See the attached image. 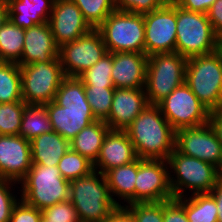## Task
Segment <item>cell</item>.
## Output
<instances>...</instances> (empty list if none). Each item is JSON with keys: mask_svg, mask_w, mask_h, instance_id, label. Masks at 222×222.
<instances>
[{"mask_svg": "<svg viewBox=\"0 0 222 222\" xmlns=\"http://www.w3.org/2000/svg\"><path fill=\"white\" fill-rule=\"evenodd\" d=\"M148 56L137 52L113 53L111 80L115 88H144Z\"/></svg>", "mask_w": 222, "mask_h": 222, "instance_id": "cell-20", "label": "cell"}, {"mask_svg": "<svg viewBox=\"0 0 222 222\" xmlns=\"http://www.w3.org/2000/svg\"><path fill=\"white\" fill-rule=\"evenodd\" d=\"M59 46L53 37L50 25L45 22L25 29V39L19 66L34 62H49L58 58Z\"/></svg>", "mask_w": 222, "mask_h": 222, "instance_id": "cell-21", "label": "cell"}, {"mask_svg": "<svg viewBox=\"0 0 222 222\" xmlns=\"http://www.w3.org/2000/svg\"><path fill=\"white\" fill-rule=\"evenodd\" d=\"M209 123L217 134L218 140L222 144V109L212 111L210 113Z\"/></svg>", "mask_w": 222, "mask_h": 222, "instance_id": "cell-44", "label": "cell"}, {"mask_svg": "<svg viewBox=\"0 0 222 222\" xmlns=\"http://www.w3.org/2000/svg\"><path fill=\"white\" fill-rule=\"evenodd\" d=\"M73 2L92 29H97L115 10L114 0H73Z\"/></svg>", "mask_w": 222, "mask_h": 222, "instance_id": "cell-32", "label": "cell"}, {"mask_svg": "<svg viewBox=\"0 0 222 222\" xmlns=\"http://www.w3.org/2000/svg\"><path fill=\"white\" fill-rule=\"evenodd\" d=\"M113 53L105 54L95 65L85 70L78 78L84 86L115 88L111 80Z\"/></svg>", "mask_w": 222, "mask_h": 222, "instance_id": "cell-30", "label": "cell"}, {"mask_svg": "<svg viewBox=\"0 0 222 222\" xmlns=\"http://www.w3.org/2000/svg\"><path fill=\"white\" fill-rule=\"evenodd\" d=\"M25 29L9 19L0 28V62L19 64L23 52Z\"/></svg>", "mask_w": 222, "mask_h": 222, "instance_id": "cell-26", "label": "cell"}, {"mask_svg": "<svg viewBox=\"0 0 222 222\" xmlns=\"http://www.w3.org/2000/svg\"><path fill=\"white\" fill-rule=\"evenodd\" d=\"M138 159L130 164L114 167L104 173L113 201L121 206L120 201L135 203V180L137 177ZM120 201H117V198Z\"/></svg>", "mask_w": 222, "mask_h": 222, "instance_id": "cell-23", "label": "cell"}, {"mask_svg": "<svg viewBox=\"0 0 222 222\" xmlns=\"http://www.w3.org/2000/svg\"><path fill=\"white\" fill-rule=\"evenodd\" d=\"M48 23L59 47L92 29L73 0H55Z\"/></svg>", "mask_w": 222, "mask_h": 222, "instance_id": "cell-16", "label": "cell"}, {"mask_svg": "<svg viewBox=\"0 0 222 222\" xmlns=\"http://www.w3.org/2000/svg\"><path fill=\"white\" fill-rule=\"evenodd\" d=\"M26 105L24 101L0 103V135H19Z\"/></svg>", "mask_w": 222, "mask_h": 222, "instance_id": "cell-34", "label": "cell"}, {"mask_svg": "<svg viewBox=\"0 0 222 222\" xmlns=\"http://www.w3.org/2000/svg\"><path fill=\"white\" fill-rule=\"evenodd\" d=\"M87 101L96 120L105 121L110 114L115 88L84 86Z\"/></svg>", "mask_w": 222, "mask_h": 222, "instance_id": "cell-33", "label": "cell"}, {"mask_svg": "<svg viewBox=\"0 0 222 222\" xmlns=\"http://www.w3.org/2000/svg\"><path fill=\"white\" fill-rule=\"evenodd\" d=\"M9 20L27 29L49 21L55 0H6Z\"/></svg>", "mask_w": 222, "mask_h": 222, "instance_id": "cell-22", "label": "cell"}, {"mask_svg": "<svg viewBox=\"0 0 222 222\" xmlns=\"http://www.w3.org/2000/svg\"><path fill=\"white\" fill-rule=\"evenodd\" d=\"M216 201L218 210V222H222V178L209 193Z\"/></svg>", "mask_w": 222, "mask_h": 222, "instance_id": "cell-45", "label": "cell"}, {"mask_svg": "<svg viewBox=\"0 0 222 222\" xmlns=\"http://www.w3.org/2000/svg\"><path fill=\"white\" fill-rule=\"evenodd\" d=\"M157 105L175 131L204 125L210 120L211 111L195 96L186 83L175 88Z\"/></svg>", "mask_w": 222, "mask_h": 222, "instance_id": "cell-11", "label": "cell"}, {"mask_svg": "<svg viewBox=\"0 0 222 222\" xmlns=\"http://www.w3.org/2000/svg\"><path fill=\"white\" fill-rule=\"evenodd\" d=\"M216 51L219 53L221 60H222V36L219 37V39H218Z\"/></svg>", "mask_w": 222, "mask_h": 222, "instance_id": "cell-47", "label": "cell"}, {"mask_svg": "<svg viewBox=\"0 0 222 222\" xmlns=\"http://www.w3.org/2000/svg\"><path fill=\"white\" fill-rule=\"evenodd\" d=\"M185 196V213L189 222H218L215 199L209 193Z\"/></svg>", "mask_w": 222, "mask_h": 222, "instance_id": "cell-28", "label": "cell"}, {"mask_svg": "<svg viewBox=\"0 0 222 222\" xmlns=\"http://www.w3.org/2000/svg\"><path fill=\"white\" fill-rule=\"evenodd\" d=\"M176 22V53L188 59L216 51L219 36L207 14L176 5Z\"/></svg>", "mask_w": 222, "mask_h": 222, "instance_id": "cell-7", "label": "cell"}, {"mask_svg": "<svg viewBox=\"0 0 222 222\" xmlns=\"http://www.w3.org/2000/svg\"><path fill=\"white\" fill-rule=\"evenodd\" d=\"M125 131L138 158L167 160L175 149V130L158 105H147Z\"/></svg>", "mask_w": 222, "mask_h": 222, "instance_id": "cell-2", "label": "cell"}, {"mask_svg": "<svg viewBox=\"0 0 222 222\" xmlns=\"http://www.w3.org/2000/svg\"><path fill=\"white\" fill-rule=\"evenodd\" d=\"M138 156L126 131L109 130L103 140L94 170L104 174L106 171L132 163Z\"/></svg>", "mask_w": 222, "mask_h": 222, "instance_id": "cell-19", "label": "cell"}, {"mask_svg": "<svg viewBox=\"0 0 222 222\" xmlns=\"http://www.w3.org/2000/svg\"><path fill=\"white\" fill-rule=\"evenodd\" d=\"M22 99L26 104L45 105L55 99L66 77L59 57L49 62L20 66Z\"/></svg>", "mask_w": 222, "mask_h": 222, "instance_id": "cell-10", "label": "cell"}, {"mask_svg": "<svg viewBox=\"0 0 222 222\" xmlns=\"http://www.w3.org/2000/svg\"><path fill=\"white\" fill-rule=\"evenodd\" d=\"M187 60L176 52L148 56L144 89L149 104L157 105L185 83Z\"/></svg>", "mask_w": 222, "mask_h": 222, "instance_id": "cell-9", "label": "cell"}, {"mask_svg": "<svg viewBox=\"0 0 222 222\" xmlns=\"http://www.w3.org/2000/svg\"><path fill=\"white\" fill-rule=\"evenodd\" d=\"M107 53L100 32L91 29L82 37L61 45L58 57L65 76L78 77Z\"/></svg>", "mask_w": 222, "mask_h": 222, "instance_id": "cell-12", "label": "cell"}, {"mask_svg": "<svg viewBox=\"0 0 222 222\" xmlns=\"http://www.w3.org/2000/svg\"><path fill=\"white\" fill-rule=\"evenodd\" d=\"M103 222H135L132 213L125 206H117Z\"/></svg>", "mask_w": 222, "mask_h": 222, "instance_id": "cell-43", "label": "cell"}, {"mask_svg": "<svg viewBox=\"0 0 222 222\" xmlns=\"http://www.w3.org/2000/svg\"><path fill=\"white\" fill-rule=\"evenodd\" d=\"M14 184L19 183L0 179V222H9L12 209L20 199L12 192L15 190V187H12L16 186Z\"/></svg>", "mask_w": 222, "mask_h": 222, "instance_id": "cell-37", "label": "cell"}, {"mask_svg": "<svg viewBox=\"0 0 222 222\" xmlns=\"http://www.w3.org/2000/svg\"><path fill=\"white\" fill-rule=\"evenodd\" d=\"M9 13L6 0H0V28L7 22Z\"/></svg>", "mask_w": 222, "mask_h": 222, "instance_id": "cell-46", "label": "cell"}, {"mask_svg": "<svg viewBox=\"0 0 222 222\" xmlns=\"http://www.w3.org/2000/svg\"><path fill=\"white\" fill-rule=\"evenodd\" d=\"M23 101L20 66L0 62V103Z\"/></svg>", "mask_w": 222, "mask_h": 222, "instance_id": "cell-29", "label": "cell"}, {"mask_svg": "<svg viewBox=\"0 0 222 222\" xmlns=\"http://www.w3.org/2000/svg\"><path fill=\"white\" fill-rule=\"evenodd\" d=\"M163 222H189L185 213V196L163 201Z\"/></svg>", "mask_w": 222, "mask_h": 222, "instance_id": "cell-39", "label": "cell"}, {"mask_svg": "<svg viewBox=\"0 0 222 222\" xmlns=\"http://www.w3.org/2000/svg\"><path fill=\"white\" fill-rule=\"evenodd\" d=\"M147 105L144 88H115L110 114L104 122L110 130L125 131Z\"/></svg>", "mask_w": 222, "mask_h": 222, "instance_id": "cell-18", "label": "cell"}, {"mask_svg": "<svg viewBox=\"0 0 222 222\" xmlns=\"http://www.w3.org/2000/svg\"><path fill=\"white\" fill-rule=\"evenodd\" d=\"M42 210L25 203L22 199L14 205L9 222H40Z\"/></svg>", "mask_w": 222, "mask_h": 222, "instance_id": "cell-40", "label": "cell"}, {"mask_svg": "<svg viewBox=\"0 0 222 222\" xmlns=\"http://www.w3.org/2000/svg\"><path fill=\"white\" fill-rule=\"evenodd\" d=\"M97 30L109 53H145L144 14L114 10Z\"/></svg>", "mask_w": 222, "mask_h": 222, "instance_id": "cell-8", "label": "cell"}, {"mask_svg": "<svg viewBox=\"0 0 222 222\" xmlns=\"http://www.w3.org/2000/svg\"><path fill=\"white\" fill-rule=\"evenodd\" d=\"M40 222H47V221L41 217Z\"/></svg>", "mask_w": 222, "mask_h": 222, "instance_id": "cell-48", "label": "cell"}, {"mask_svg": "<svg viewBox=\"0 0 222 222\" xmlns=\"http://www.w3.org/2000/svg\"><path fill=\"white\" fill-rule=\"evenodd\" d=\"M173 198L167 160L138 158L135 203L161 202Z\"/></svg>", "mask_w": 222, "mask_h": 222, "instance_id": "cell-14", "label": "cell"}, {"mask_svg": "<svg viewBox=\"0 0 222 222\" xmlns=\"http://www.w3.org/2000/svg\"><path fill=\"white\" fill-rule=\"evenodd\" d=\"M52 131L53 128L46 105L27 104L24 109L19 135L31 141L37 136Z\"/></svg>", "mask_w": 222, "mask_h": 222, "instance_id": "cell-27", "label": "cell"}, {"mask_svg": "<svg viewBox=\"0 0 222 222\" xmlns=\"http://www.w3.org/2000/svg\"><path fill=\"white\" fill-rule=\"evenodd\" d=\"M42 218L47 222H80L76 209L70 200L43 209Z\"/></svg>", "mask_w": 222, "mask_h": 222, "instance_id": "cell-36", "label": "cell"}, {"mask_svg": "<svg viewBox=\"0 0 222 222\" xmlns=\"http://www.w3.org/2000/svg\"><path fill=\"white\" fill-rule=\"evenodd\" d=\"M165 0H114L115 10L146 14L160 9Z\"/></svg>", "mask_w": 222, "mask_h": 222, "instance_id": "cell-38", "label": "cell"}, {"mask_svg": "<svg viewBox=\"0 0 222 222\" xmlns=\"http://www.w3.org/2000/svg\"><path fill=\"white\" fill-rule=\"evenodd\" d=\"M145 54L175 52L176 5L166 2L160 9L144 14Z\"/></svg>", "mask_w": 222, "mask_h": 222, "instance_id": "cell-15", "label": "cell"}, {"mask_svg": "<svg viewBox=\"0 0 222 222\" xmlns=\"http://www.w3.org/2000/svg\"><path fill=\"white\" fill-rule=\"evenodd\" d=\"M122 206L132 213L135 222H163V201L124 204Z\"/></svg>", "mask_w": 222, "mask_h": 222, "instance_id": "cell-35", "label": "cell"}, {"mask_svg": "<svg viewBox=\"0 0 222 222\" xmlns=\"http://www.w3.org/2000/svg\"><path fill=\"white\" fill-rule=\"evenodd\" d=\"M109 126L101 120H96L84 127L71 141L70 148L86 157L93 164L96 162Z\"/></svg>", "mask_w": 222, "mask_h": 222, "instance_id": "cell-25", "label": "cell"}, {"mask_svg": "<svg viewBox=\"0 0 222 222\" xmlns=\"http://www.w3.org/2000/svg\"><path fill=\"white\" fill-rule=\"evenodd\" d=\"M31 166L30 141L21 135H0V179L19 183Z\"/></svg>", "mask_w": 222, "mask_h": 222, "instance_id": "cell-17", "label": "cell"}, {"mask_svg": "<svg viewBox=\"0 0 222 222\" xmlns=\"http://www.w3.org/2000/svg\"><path fill=\"white\" fill-rule=\"evenodd\" d=\"M175 148L184 155L206 161L222 171V144L209 122L176 130Z\"/></svg>", "mask_w": 222, "mask_h": 222, "instance_id": "cell-13", "label": "cell"}, {"mask_svg": "<svg viewBox=\"0 0 222 222\" xmlns=\"http://www.w3.org/2000/svg\"><path fill=\"white\" fill-rule=\"evenodd\" d=\"M20 184V199L39 210L70 200V182L57 166L32 164Z\"/></svg>", "mask_w": 222, "mask_h": 222, "instance_id": "cell-5", "label": "cell"}, {"mask_svg": "<svg viewBox=\"0 0 222 222\" xmlns=\"http://www.w3.org/2000/svg\"><path fill=\"white\" fill-rule=\"evenodd\" d=\"M32 164L57 166L61 157L70 149V142L52 131L30 141Z\"/></svg>", "mask_w": 222, "mask_h": 222, "instance_id": "cell-24", "label": "cell"}, {"mask_svg": "<svg viewBox=\"0 0 222 222\" xmlns=\"http://www.w3.org/2000/svg\"><path fill=\"white\" fill-rule=\"evenodd\" d=\"M185 83L212 112L222 109V60L217 51L188 58Z\"/></svg>", "mask_w": 222, "mask_h": 222, "instance_id": "cell-6", "label": "cell"}, {"mask_svg": "<svg viewBox=\"0 0 222 222\" xmlns=\"http://www.w3.org/2000/svg\"><path fill=\"white\" fill-rule=\"evenodd\" d=\"M207 17L213 27L214 32L222 36V0H216L207 11Z\"/></svg>", "mask_w": 222, "mask_h": 222, "instance_id": "cell-41", "label": "cell"}, {"mask_svg": "<svg viewBox=\"0 0 222 222\" xmlns=\"http://www.w3.org/2000/svg\"><path fill=\"white\" fill-rule=\"evenodd\" d=\"M69 193L80 222H103L118 206L111 197L104 174L95 170L71 181Z\"/></svg>", "mask_w": 222, "mask_h": 222, "instance_id": "cell-4", "label": "cell"}, {"mask_svg": "<svg viewBox=\"0 0 222 222\" xmlns=\"http://www.w3.org/2000/svg\"><path fill=\"white\" fill-rule=\"evenodd\" d=\"M167 162L171 168L169 182L174 198L189 196L191 191L192 195L210 193L221 179V171L217 167L198 158L184 155L176 148L169 155Z\"/></svg>", "mask_w": 222, "mask_h": 222, "instance_id": "cell-3", "label": "cell"}, {"mask_svg": "<svg viewBox=\"0 0 222 222\" xmlns=\"http://www.w3.org/2000/svg\"><path fill=\"white\" fill-rule=\"evenodd\" d=\"M57 167L61 176L69 182L94 171L93 163L71 148L61 157Z\"/></svg>", "mask_w": 222, "mask_h": 222, "instance_id": "cell-31", "label": "cell"}, {"mask_svg": "<svg viewBox=\"0 0 222 222\" xmlns=\"http://www.w3.org/2000/svg\"><path fill=\"white\" fill-rule=\"evenodd\" d=\"M53 131L71 141L84 127L96 121L78 77H65L55 99L45 104Z\"/></svg>", "mask_w": 222, "mask_h": 222, "instance_id": "cell-1", "label": "cell"}, {"mask_svg": "<svg viewBox=\"0 0 222 222\" xmlns=\"http://www.w3.org/2000/svg\"><path fill=\"white\" fill-rule=\"evenodd\" d=\"M216 0H173L172 3L186 10L207 13Z\"/></svg>", "mask_w": 222, "mask_h": 222, "instance_id": "cell-42", "label": "cell"}]
</instances>
